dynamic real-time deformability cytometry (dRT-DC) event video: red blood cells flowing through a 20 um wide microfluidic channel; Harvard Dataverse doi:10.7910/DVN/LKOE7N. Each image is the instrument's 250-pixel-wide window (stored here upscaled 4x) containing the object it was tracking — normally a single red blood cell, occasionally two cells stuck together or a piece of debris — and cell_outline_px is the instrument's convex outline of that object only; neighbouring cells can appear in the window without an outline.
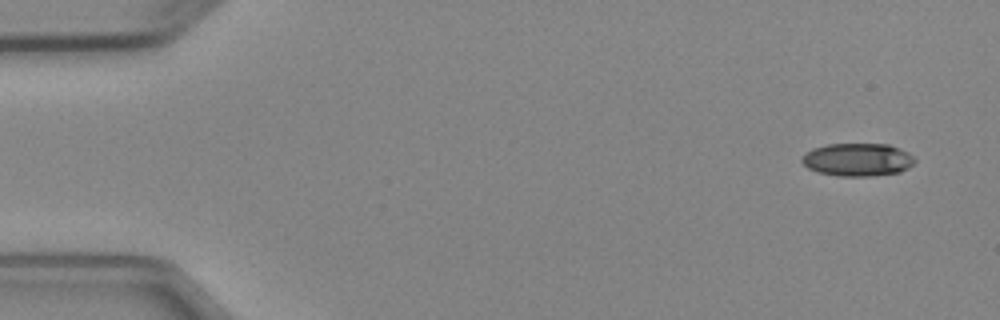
{"species": "Egyptian fruit bat (a non-hibernating species)", "species_latin": "Rousettus aegyptiacus", "temperature_condition": "cold", "stored_images_in_passage": 7, "camera_frame_rate_fps": 3000, "um_per_image_px": 0.085, "animal": {"sex": "female"}, "frame": {"image": 1, "passage_image": 1, "time_ms": 0.0, "image_size_px": [1000, 320], "cell_outline_px": [[916, 160], [908, 168], [900, 172], [872, 176], [836, 176], [816, 172], [808, 168], [800, 160], [812, 148], [828, 144], [888, 144], [900, 148], [908, 152]], "centroid_in_image_um": [72.9, 13.57], "position_along_channel_um": 12.1, "area_um2": 21.73}}
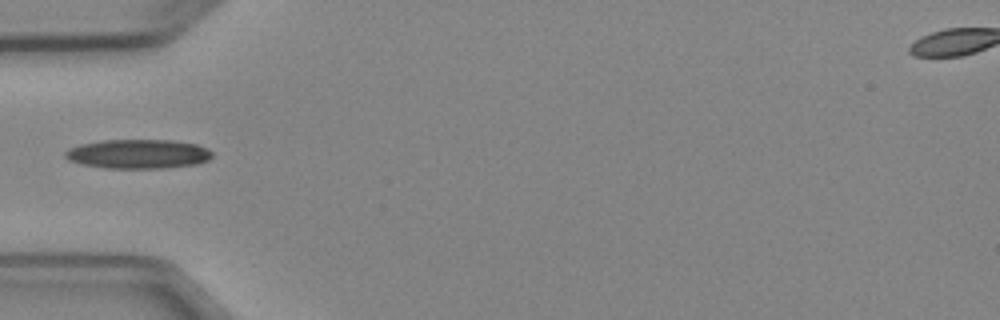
{"frame": {"image": 2, "passage_image": 5, "time_ms": 4.667, "image_size_px": [1000, 320], "cell_outline_px": [[212, 156], [208, 160], [196, 164], [160, 168], [104, 168], [80, 164], [68, 160], [64, 156], [64, 152], [68, 148], [80, 144], [104, 140], [172, 140], [196, 144], [208, 148], [212, 152]], "centroid_in_image_um": [11.71, 13.08], "position_along_channel_um": 73.3, "area_um2": 25.14}}
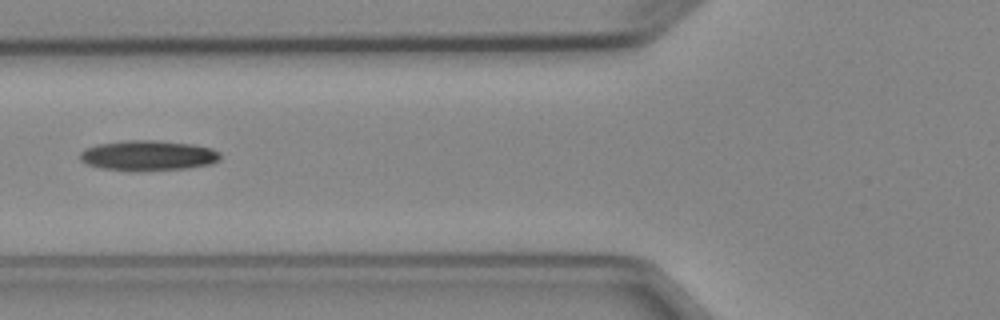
{"frame": {"image": 3, "passage_image": 6, "time_ms": 5.667, "image_size_px": [1000, 320], "cell_outline_px": [[220, 160], [212, 164], [188, 168], [136, 172], [132, 172], [100, 168], [88, 164], [80, 160], [80, 152], [84, 148], [96, 144], [124, 140], [156, 140], [192, 144], [212, 148], [220, 152]], "centroid_in_image_um": [12.58, 13.23], "position_along_channel_um": 113.2, "area_um2": 25.26}}